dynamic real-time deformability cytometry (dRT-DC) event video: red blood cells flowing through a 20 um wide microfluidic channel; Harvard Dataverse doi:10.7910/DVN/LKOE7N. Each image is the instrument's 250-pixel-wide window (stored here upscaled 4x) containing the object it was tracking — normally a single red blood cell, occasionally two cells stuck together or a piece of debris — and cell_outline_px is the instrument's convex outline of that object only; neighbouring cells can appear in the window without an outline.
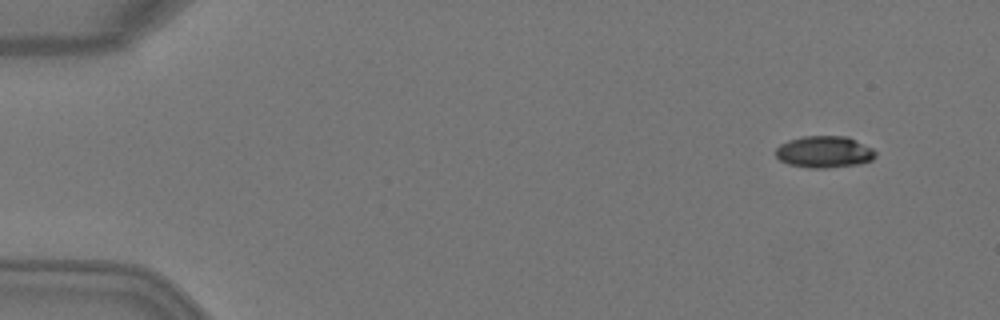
{"species": "Egyptian fruit bat (a non-hibernating species)", "species_latin": "Rousettus aegyptiacus", "temperature_condition": "warm", "stored_images_in_passage": 4, "camera_frame_rate_fps": 3000, "um_per_image_px": 0.085, "animal": {"sex": "female"}, "frame": {"image": 1, "passage_image": 1, "time_ms": 0.0, "image_size_px": [1000, 320], "cell_outline_px": [[876, 156], [872, 160], [860, 164], [824, 168], [812, 168], [788, 164], [780, 160], [776, 156], [776, 148], [780, 144], [788, 140], [804, 136], [848, 136], [872, 148], [876, 152]], "centroid_in_image_um": [70.07, 12.91], "position_along_channel_um": 14.9, "area_um2": 18.5}}
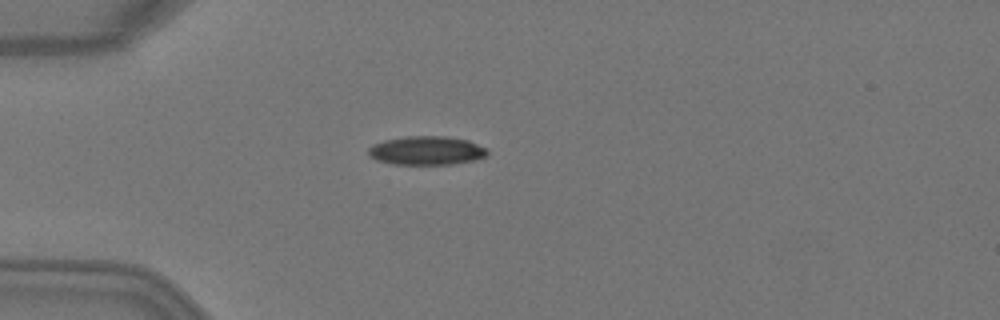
{"frame": {"image": 2, "passage_image": 4, "time_ms": 1.0, "image_size_px": [1000, 320], "cell_outline_px": [[488, 156], [476, 160], [452, 164], [392, 164], [376, 160], [368, 156], [368, 148], [372, 144], [384, 140], [408, 136], [448, 136], [468, 140], [488, 148]], "centroid_in_image_um": [36.27, 12.8], "position_along_channel_um": 48.7, "area_um2": 20.23}}